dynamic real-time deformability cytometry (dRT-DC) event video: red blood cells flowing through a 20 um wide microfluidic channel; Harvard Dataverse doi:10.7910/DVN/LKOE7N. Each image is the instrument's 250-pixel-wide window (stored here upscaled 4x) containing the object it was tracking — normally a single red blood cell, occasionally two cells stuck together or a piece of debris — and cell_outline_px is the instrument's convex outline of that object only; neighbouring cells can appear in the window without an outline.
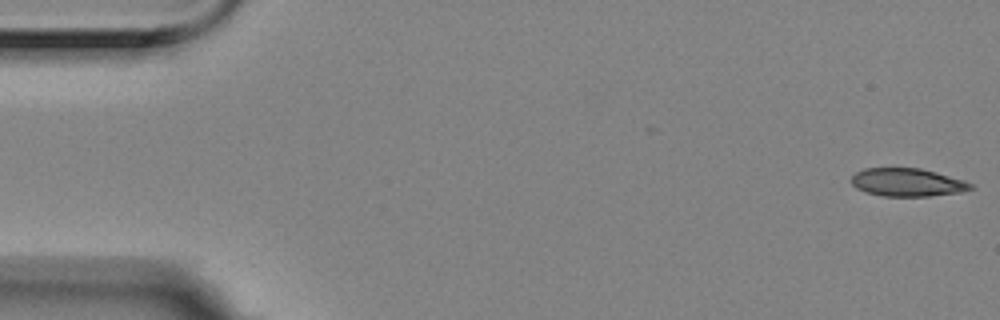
{"species": "Egyptian fruit bat (a non-hibernating species)", "species_latin": "Rousettus aegyptiacus", "temperature_condition": "room temperature", "stored_images_in_passage": 13, "camera_frame_rate_fps": 3000, "um_per_image_px": 0.085, "animal": {"sex": "female"}, "frame": {"image": 1, "passage_image": 1, "time_ms": 0.0, "image_size_px": [1000, 320], "cell_outline_px": [[972, 188], [960, 192], [928, 196], [880, 196], [864, 192], [856, 188], [852, 184], [852, 176], [856, 172], [864, 168], [920, 168], [936, 172], [964, 180], [972, 184]], "centroid_in_image_um": [77.09, 15.5], "position_along_channel_um": 7.9, "area_um2": 19.48}}